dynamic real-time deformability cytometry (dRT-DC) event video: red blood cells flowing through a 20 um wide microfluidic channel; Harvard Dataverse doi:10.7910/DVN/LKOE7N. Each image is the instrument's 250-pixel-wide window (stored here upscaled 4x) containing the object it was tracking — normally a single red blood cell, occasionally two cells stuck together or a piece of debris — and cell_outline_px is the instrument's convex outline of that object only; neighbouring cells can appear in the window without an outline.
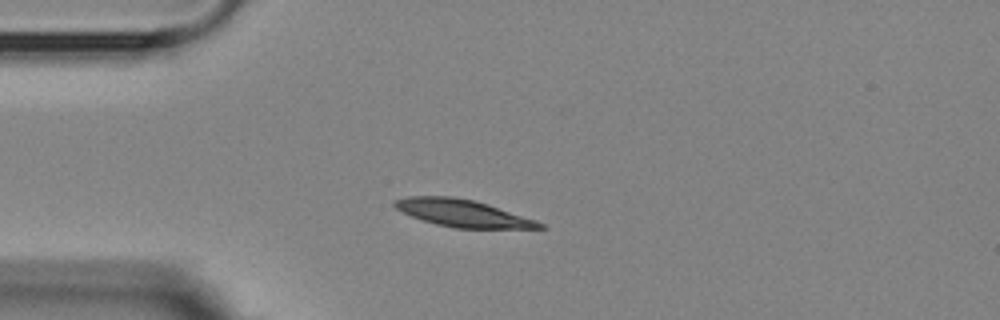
{"species": "Egyptian fruit bat (a non-hibernating species)", "species_latin": "Rousettus aegyptiacus", "temperature_condition": "room temperature", "stored_images_in_passage": 5, "camera_frame_rate_fps": 3000, "um_per_image_px": 0.085, "animal": {"sex": "female"}, "frame": {"image": 1, "passage_image": 3, "time_ms": 2.333, "image_size_px": [1000, 320], "cell_outline_px": [[548, 228], [456, 228], [436, 224], [412, 216], [396, 208], [392, 204], [392, 200], [408, 196], [452, 196], [476, 200], [536, 220], [544, 224]], "centroid_in_image_um": [39.32, 18.11], "position_along_channel_um": 45.7, "area_um2": 22.89}}
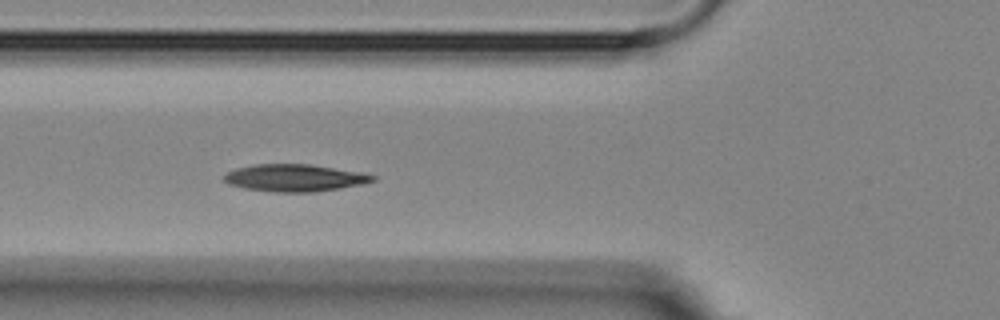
{"frame": {"image": 2, "passage_image": 5, "time_ms": 4.333, "image_size_px": [1000, 320], "cell_outline_px": [[376, 180], [364, 184], [316, 192], [276, 192], [244, 188], [228, 184], [224, 180], [224, 176], [228, 172], [236, 168], [256, 164], [308, 164], [364, 172], [376, 176]], "centroid_in_image_um": [25.09, 15.12], "position_along_channel_um": 100.7, "area_um2": 23.64}}